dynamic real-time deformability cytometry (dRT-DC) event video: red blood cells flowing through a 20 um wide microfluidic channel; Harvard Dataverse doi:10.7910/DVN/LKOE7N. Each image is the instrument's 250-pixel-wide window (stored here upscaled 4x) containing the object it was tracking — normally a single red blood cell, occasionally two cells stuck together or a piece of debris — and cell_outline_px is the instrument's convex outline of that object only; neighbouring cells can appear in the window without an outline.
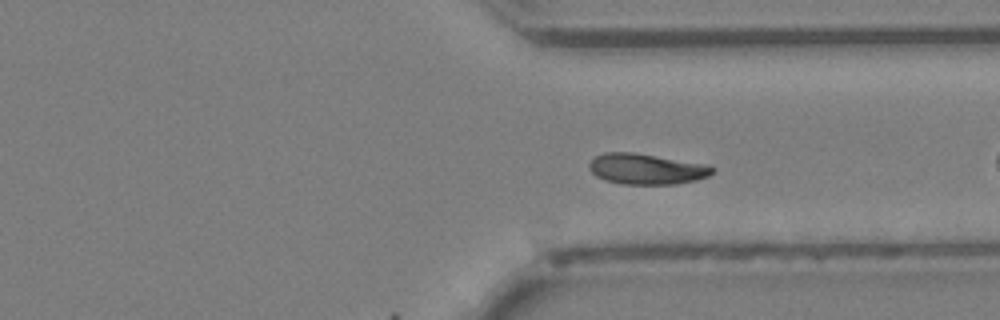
{"species": "Egyptian fruit bat (a non-hibernating species)", "species_latin": "Rousettus aegyptiacus", "temperature_condition": "cold", "stored_images_in_passage": 18, "camera_frame_rate_fps": 3000, "um_per_image_px": 0.085, "animal": {"sex": "female"}, "frame": {"image": 1, "passage_image": 18, "time_ms": 5.667, "image_size_px": [1000, 320], "cell_outline_px": [[716, 168], [708, 176], [696, 180], [676, 184], [620, 184], [604, 180], [596, 176], [588, 168], [588, 164], [596, 156], [604, 152], [632, 152], [708, 164]], "centroid_in_image_um": [54.94, 14.36], "position_along_channel_um": 356.5, "area_um2": 22.14}}